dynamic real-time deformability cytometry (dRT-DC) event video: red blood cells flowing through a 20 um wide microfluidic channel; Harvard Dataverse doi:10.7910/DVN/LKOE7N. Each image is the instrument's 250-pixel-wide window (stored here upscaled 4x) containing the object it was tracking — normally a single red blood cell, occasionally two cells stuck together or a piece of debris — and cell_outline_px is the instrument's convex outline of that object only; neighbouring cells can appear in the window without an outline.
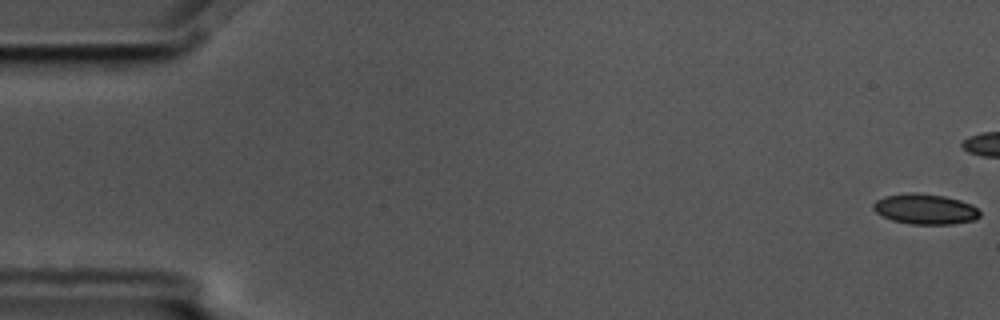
{"species": "common noctule bat (a hibernating species)", "species_latin": "Nyctalus noctula", "temperature_condition": "cold", "stored_images_in_passage": 4, "camera_frame_rate_fps": 3000, "um_per_image_px": 0.085, "animal": {"sex": "male", "body_mass_g": 17.5, "forearm_length_mm": 52.3}, "frame": {"image": 1, "passage_image": 1, "time_ms": 0.0, "image_size_px": [1000, 320], "cell_outline_px": [[980, 216], [976, 220], [952, 224], [912, 224], [892, 220], [876, 212], [872, 208], [872, 204], [876, 200], [884, 196], [912, 192], [916, 192], [944, 196], [960, 200], [972, 204], [980, 212]], "centroid_in_image_um": [78.65, 17.77], "position_along_channel_um": 6.4, "area_um2": 18.9}}